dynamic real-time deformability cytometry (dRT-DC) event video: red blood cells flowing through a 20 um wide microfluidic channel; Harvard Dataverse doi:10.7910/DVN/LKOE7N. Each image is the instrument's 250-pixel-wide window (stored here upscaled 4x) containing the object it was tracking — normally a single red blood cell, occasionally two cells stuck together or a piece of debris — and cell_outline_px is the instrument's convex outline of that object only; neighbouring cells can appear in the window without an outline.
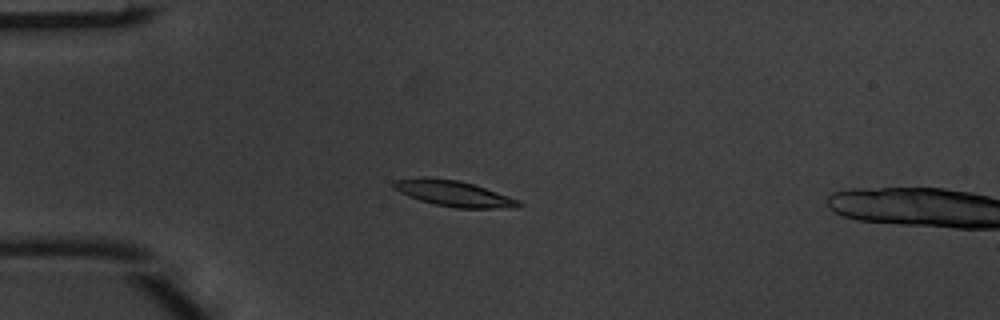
{"species": "common noctule bat (a hibernating species)", "species_latin": "Nyctalus noctula", "temperature_condition": "warm", "stored_images_in_passage": 4, "camera_frame_rate_fps": 3000, "um_per_image_px": 0.085, "animal": {"sex": "male", "body_mass_g": 20.1, "forearm_length_mm": 53.5}, "frame": {"image": 1, "passage_image": 3, "time_ms": 0.667, "image_size_px": [1000, 320], "cell_outline_px": [[524, 204], [520, 208], [456, 208], [436, 204], [420, 200], [400, 192], [392, 188], [392, 180], [420, 176], [424, 176], [460, 180], [520, 200]], "centroid_in_image_um": [38.55, 16.43], "position_along_channel_um": 46.5, "area_um2": 18.96}}